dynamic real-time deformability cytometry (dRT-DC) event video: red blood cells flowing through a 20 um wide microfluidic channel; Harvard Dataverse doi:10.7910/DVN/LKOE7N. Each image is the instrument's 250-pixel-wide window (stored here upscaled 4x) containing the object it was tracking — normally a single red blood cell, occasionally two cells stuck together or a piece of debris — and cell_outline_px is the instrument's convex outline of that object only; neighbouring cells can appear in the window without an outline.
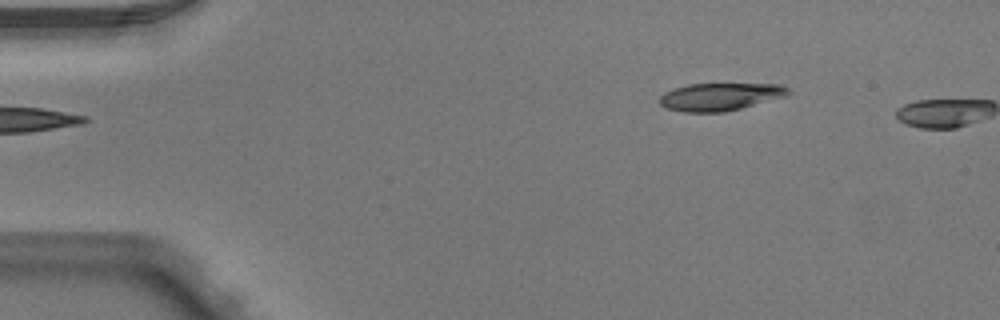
{"species": "Egyptian fruit bat (a non-hibernating species)", "species_latin": "Rousettus aegyptiacus", "temperature_condition": "warm", "stored_images_in_passage": 2, "camera_frame_rate_fps": 3000, "um_per_image_px": 0.085, "animal": {"sex": "male"}, "frame": {"image": 1, "passage_image": 2, "time_ms": 0.333, "image_size_px": [1000, 320], "cell_outline_px": [[792, 92], [788, 96], [724, 112], [684, 112], [664, 108], [660, 104], [660, 96], [664, 92], [688, 84], [780, 84], [788, 88]], "centroid_in_image_um": [61.22, 8.22], "position_along_channel_um": 23.8, "area_um2": 20.75}}